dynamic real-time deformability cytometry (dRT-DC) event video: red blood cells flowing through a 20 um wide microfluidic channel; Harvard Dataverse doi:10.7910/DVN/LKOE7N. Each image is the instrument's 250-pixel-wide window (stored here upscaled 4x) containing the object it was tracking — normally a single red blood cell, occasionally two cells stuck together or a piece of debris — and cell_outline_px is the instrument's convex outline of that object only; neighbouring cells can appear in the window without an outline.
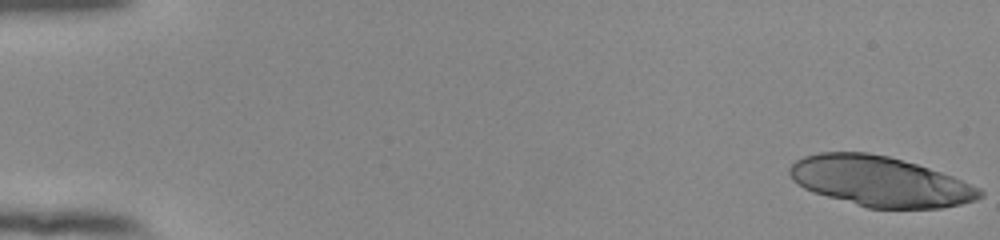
{"species": "human", "species_latin": "Homo sapiens", "temperature_condition": "room temperature", "stored_images_in_passage": 19, "camera_frame_rate_fps": 3000, "um_per_image_px": 0.085, "donor": {"sex": "female"}, "frame": {"image": 1, "passage_image": 1, "time_ms": 0.0, "image_size_px": [1000, 240], "cell_outline_px": [[984, 196], [976, 200], [960, 204], [940, 208], [868, 208], [812, 192], [804, 188], [792, 180], [788, 172], [788, 168], [796, 160], [804, 156], [820, 152], [868, 152], [888, 156], [916, 164], [952, 176], [980, 188], [984, 192]], "centroid_in_image_um": [74.78, 15.42], "position_along_channel_um": 10.2, "area_um2": 55.43}}